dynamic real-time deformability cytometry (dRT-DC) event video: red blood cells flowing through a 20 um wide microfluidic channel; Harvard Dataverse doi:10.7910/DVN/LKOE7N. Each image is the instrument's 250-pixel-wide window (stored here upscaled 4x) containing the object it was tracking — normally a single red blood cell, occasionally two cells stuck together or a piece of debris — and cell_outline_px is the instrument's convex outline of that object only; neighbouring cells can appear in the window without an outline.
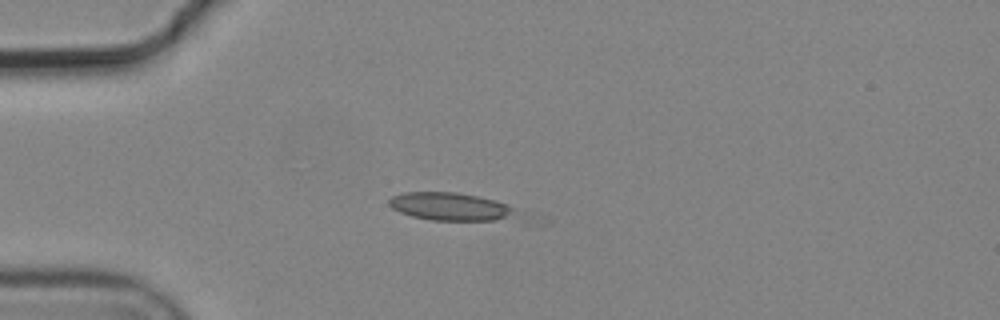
{"species": "common noctule bat (a hibernating species)", "species_latin": "Nyctalus noctula", "temperature_condition": "cold", "stored_images_in_passage": 4, "camera_frame_rate_fps": 3000, "um_per_image_px": 0.085, "animal": {"sex": "male", "body_mass_g": 19.2, "forearm_length_mm": 51.8}, "frame": {"image": 1, "passage_image": 4, "time_ms": 1.0, "image_size_px": [1000, 320], "cell_outline_px": [[512, 208], [504, 216], [492, 220], [432, 220], [412, 216], [400, 212], [392, 208], [388, 204], [388, 200], [392, 196], [404, 192], [456, 192], [476, 196], [508, 204]], "centroid_in_image_um": [38.08, 17.53], "position_along_channel_um": 46.9, "area_um2": 19.77}}